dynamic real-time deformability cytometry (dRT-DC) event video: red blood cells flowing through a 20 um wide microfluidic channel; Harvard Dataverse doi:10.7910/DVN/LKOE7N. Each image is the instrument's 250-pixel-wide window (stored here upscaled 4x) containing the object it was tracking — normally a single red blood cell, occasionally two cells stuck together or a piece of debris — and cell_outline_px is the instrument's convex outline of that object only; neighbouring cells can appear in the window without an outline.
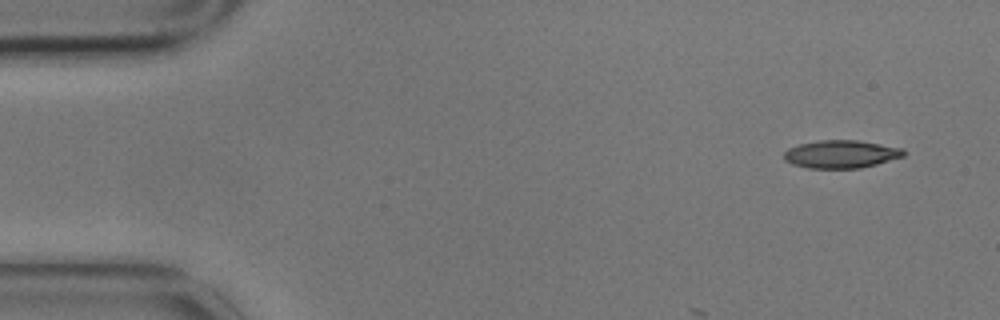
{"species": "common noctule bat (a hibernating species)", "species_latin": "Nyctalus noctula", "temperature_condition": "cold", "stored_images_in_passage": 5, "camera_frame_rate_fps": 3000, "um_per_image_px": 0.085, "animal": {"sex": "male", "body_mass_g": 17.9}, "frame": {"image": 1, "passage_image": 1, "time_ms": 0.0, "image_size_px": [1000, 320], "cell_outline_px": [[908, 152], [904, 156], [876, 164], [860, 168], [808, 168], [792, 164], [784, 160], [784, 152], [788, 148], [800, 144], [820, 140], [856, 140], [904, 148]], "centroid_in_image_um": [71.5, 13.1], "position_along_channel_um": 13.5, "area_um2": 19.48}}
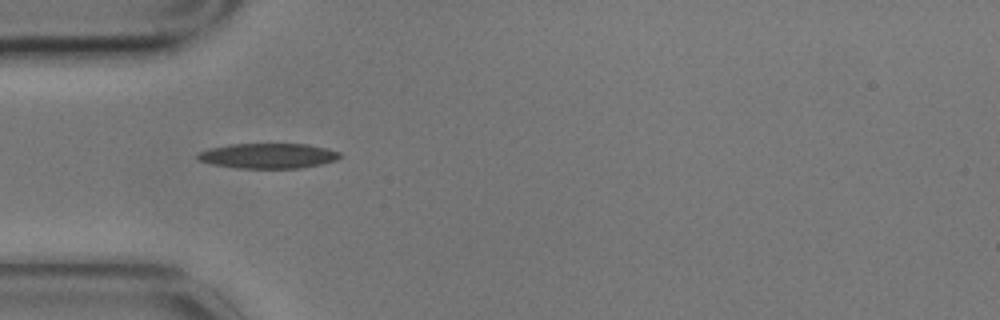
{"frame": {"image": 2, "passage_image": 4, "time_ms": 1.0, "image_size_px": [1000, 320], "cell_outline_px": [[344, 156], [336, 160], [320, 164], [300, 168], [236, 168], [212, 164], [196, 160], [196, 152], [208, 148], [228, 144], [308, 144], [328, 148], [340, 152]], "centroid_in_image_um": [22.76, 13.24], "position_along_channel_um": 62.2, "area_um2": 21.15}}